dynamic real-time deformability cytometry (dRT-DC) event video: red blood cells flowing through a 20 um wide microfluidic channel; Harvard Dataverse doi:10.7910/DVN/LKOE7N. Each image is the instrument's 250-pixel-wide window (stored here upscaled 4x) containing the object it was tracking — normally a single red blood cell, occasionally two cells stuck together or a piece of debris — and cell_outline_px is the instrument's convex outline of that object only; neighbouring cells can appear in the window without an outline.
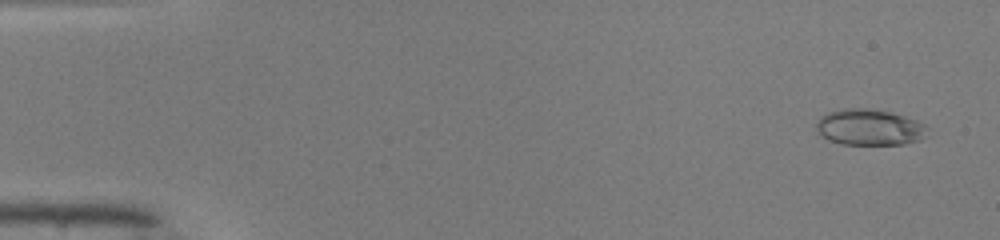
{"species": "common noctule bat (a hibernating species)", "species_latin": "Nyctalus noctula", "temperature_condition": "warm", "stored_images_in_passage": 51, "segment_of_instrument_passage": [1, 2], "camera_frame_rate_fps": 3000, "um_per_image_px": 0.085, "animal": {"sex": "male", "body_mass_g": 19.0, "forearm_length_mm": 50.8}, "frame": {"image": 1, "passage_image": 3, "time_ms": 0.667, "image_size_px": [1000, 240], "cell_outline_px": [[928, 128], [920, 140], [904, 144], [840, 144], [828, 140], [816, 132], [816, 124], [820, 116], [828, 112], [844, 108], [864, 108], [888, 112], [904, 116], [916, 120], [924, 124]], "centroid_in_image_um": [73.85, 10.82], "position_along_channel_um": 11.1, "area_um2": 23.29}}
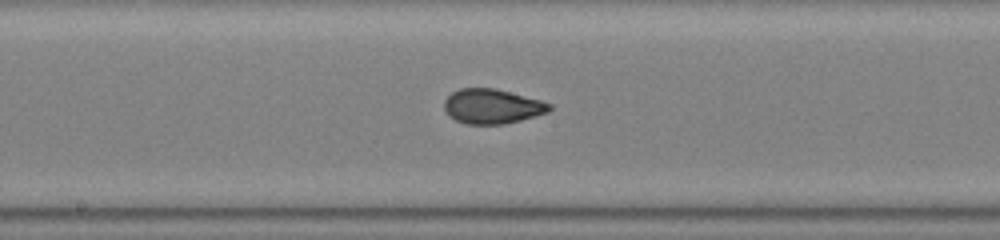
{"frame": {"image": 2, "passage_image": 27, "time_ms": 8.667, "image_size_px": [1000, 240], "cell_outline_px": [[552, 108], [548, 112], [536, 116], [504, 124], [464, 124], [448, 116], [444, 108], [444, 100], [452, 92], [460, 88], [496, 88], [540, 100], [552, 104]], "centroid_in_image_um": [41.82, 9.04], "position_along_channel_um": 206.4, "area_um2": 21.39}}
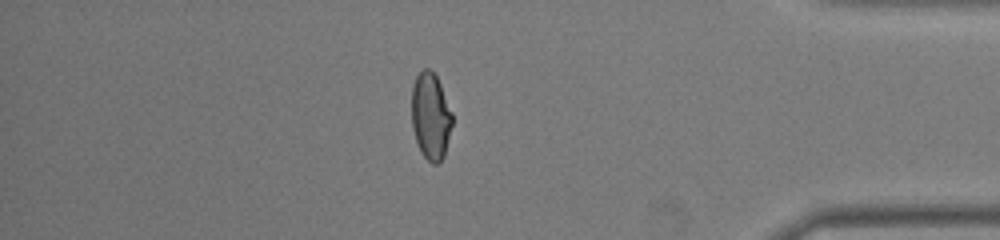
{"frame": {"image": 3, "passage_image": 43, "time_ms": 14.0, "image_size_px": [1000, 240], "cell_outline_px": [[452, 124], [444, 156], [436, 164], [432, 164], [420, 152], [412, 128], [412, 84], [416, 76], [424, 68], [428, 68], [436, 76], [440, 84], [452, 112]], "centroid_in_image_um": [36.59, 9.87], "position_along_channel_um": 398.6, "area_um2": 20.46}}